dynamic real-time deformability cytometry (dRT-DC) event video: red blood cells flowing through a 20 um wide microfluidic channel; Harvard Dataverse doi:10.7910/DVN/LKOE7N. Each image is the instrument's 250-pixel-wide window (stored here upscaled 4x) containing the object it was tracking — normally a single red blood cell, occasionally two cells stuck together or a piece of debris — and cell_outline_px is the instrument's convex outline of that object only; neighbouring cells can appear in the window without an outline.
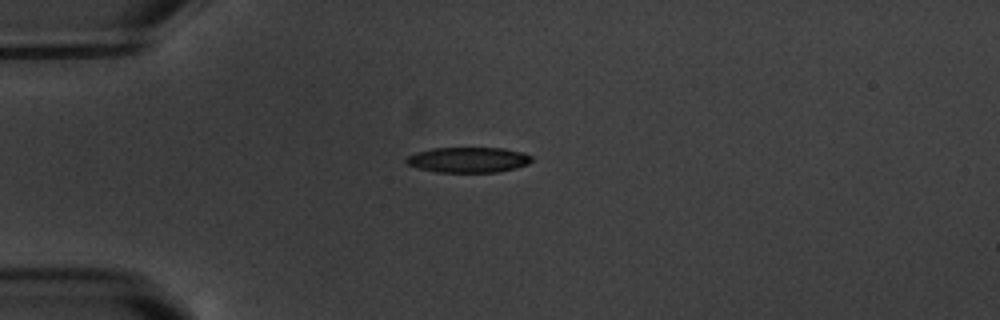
{"species": "common noctule bat (a hibernating species)", "species_latin": "Nyctalus noctula", "temperature_condition": "warm", "stored_images_in_passage": 4, "camera_frame_rate_fps": 3000, "um_per_image_px": 0.085, "animal": {"sex": "male", "body_mass_g": 20.1, "forearm_length_mm": 53.5}, "frame": {"image": 1, "passage_image": 4, "time_ms": 3.333, "image_size_px": [1000, 320], "cell_outline_px": [[532, 160], [528, 164], [516, 168], [496, 172], [436, 172], [420, 168], [408, 164], [404, 160], [408, 156], [416, 152], [432, 148], [504, 148], [524, 152], [532, 156]], "centroid_in_image_um": [39.83, 13.58], "position_along_channel_um": 45.2, "area_um2": 18.55}}